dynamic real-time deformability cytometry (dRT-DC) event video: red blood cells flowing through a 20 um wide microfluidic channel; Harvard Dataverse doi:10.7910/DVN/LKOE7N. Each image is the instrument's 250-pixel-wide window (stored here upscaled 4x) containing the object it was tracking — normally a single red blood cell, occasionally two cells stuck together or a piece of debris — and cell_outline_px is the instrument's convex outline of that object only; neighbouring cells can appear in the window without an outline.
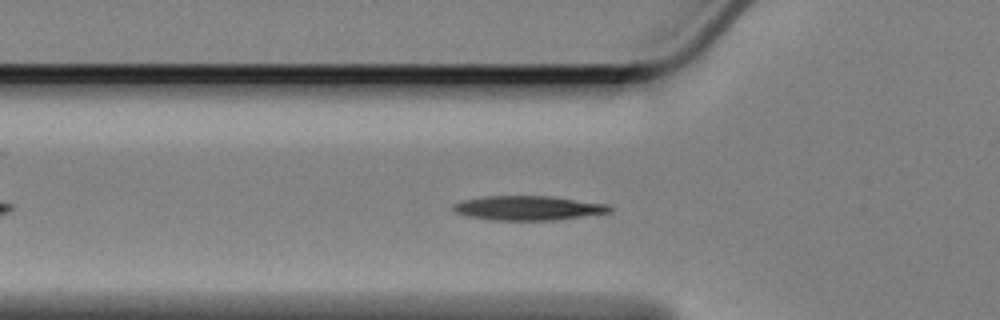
{"species": "Egyptian fruit bat (a non-hibernating species)", "species_latin": "Rousettus aegyptiacus", "temperature_condition": "cold", "stored_images_in_passage": 39, "camera_frame_rate_fps": 3000, "um_per_image_px": 0.085, "animal": {"sex": "female"}, "frame": {"image": 1, "passage_image": 10, "time_ms": 3.0, "image_size_px": [1000, 320], "cell_outline_px": [[616, 208], [612, 212], [556, 220], [492, 220], [468, 216], [452, 212], [452, 204], [464, 200], [484, 196], [552, 196], [608, 204]], "centroid_in_image_um": [44.92, 17.68], "position_along_channel_um": 80.9, "area_um2": 22.48}}
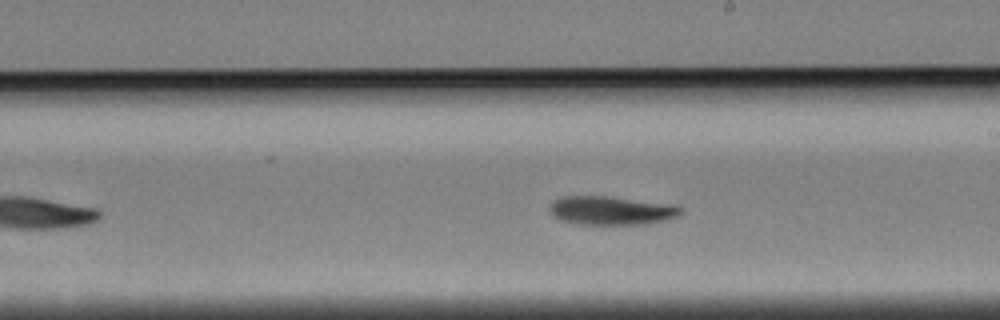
{"frame": {"image": 2, "passage_image": 24, "time_ms": 7.667, "image_size_px": [1000, 320], "cell_outline_px": [[680, 216], [668, 220], [644, 224], [576, 224], [560, 220], [548, 208], [552, 200], [560, 196], [604, 196], [672, 204], [680, 208]], "centroid_in_image_um": [51.93, 17.89], "position_along_channel_um": 237.1, "area_um2": 21.85}}
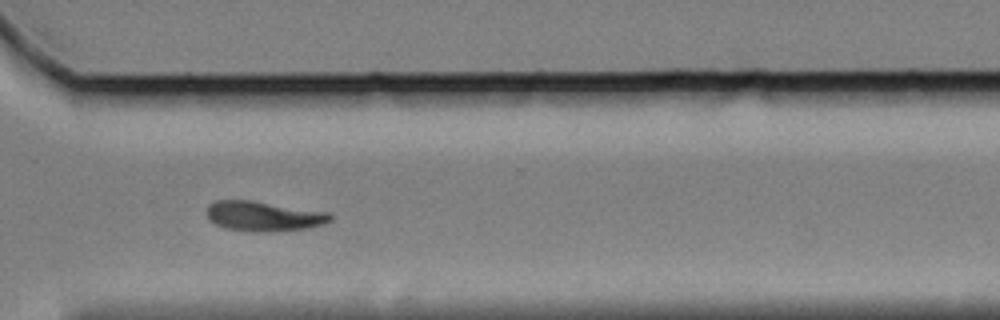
{"frame": {"image": 3, "passage_image": 34, "time_ms": 11.0, "image_size_px": [1000, 320], "cell_outline_px": [[332, 220], [324, 224], [308, 228], [268, 232], [252, 232], [224, 228], [208, 220], [208, 204], [216, 200], [252, 200], [328, 212], [332, 216]], "centroid_in_image_um": [22.4, 18.38], "position_along_channel_um": 348.2, "area_um2": 21.68}, "authors_computed_cell_mechanics": {"area_um2": 21.964, "velocity_mm_per_s": 3.3321, "shape_relaxation_time_tau1_ms": 5.4404, "shape_relaxation_time_tau2_ms": null, "deformation_change_tau1": 0.1378, "deformation_change_tau2": null}}